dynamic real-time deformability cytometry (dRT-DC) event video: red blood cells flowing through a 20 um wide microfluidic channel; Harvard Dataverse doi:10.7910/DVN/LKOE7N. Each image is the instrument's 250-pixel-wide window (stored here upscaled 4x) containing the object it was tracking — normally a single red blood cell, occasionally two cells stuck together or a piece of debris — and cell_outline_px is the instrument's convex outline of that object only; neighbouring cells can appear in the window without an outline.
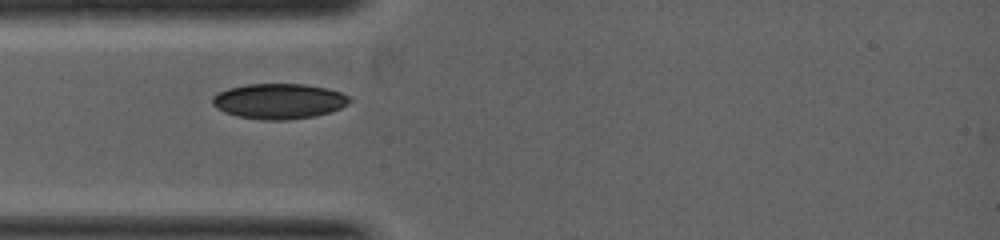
{"species": "common noctule bat (a hibernating species)", "species_latin": "Nyctalus noctula", "temperature_condition": "warm", "stored_images_in_passage": 3, "camera_frame_rate_fps": 5000, "um_per_image_px": 0.085, "animal": {"sex": "female", "body_mass_g": 19.0, "forearm_length_mm": 53.3}, "frame": {"image": 1, "passage_image": 2, "time_ms": 0.6, "image_size_px": [1000, 240], "cell_outline_px": [[352, 100], [348, 104], [340, 108], [328, 112], [312, 116], [288, 120], [264, 120], [236, 116], [224, 112], [216, 108], [212, 104], [212, 96], [228, 88], [248, 84], [304, 84], [328, 88], [340, 92], [348, 96]], "centroid_in_image_um": [23.69, 8.6], "position_along_channel_um": 61.3, "area_um2": 28.21}}
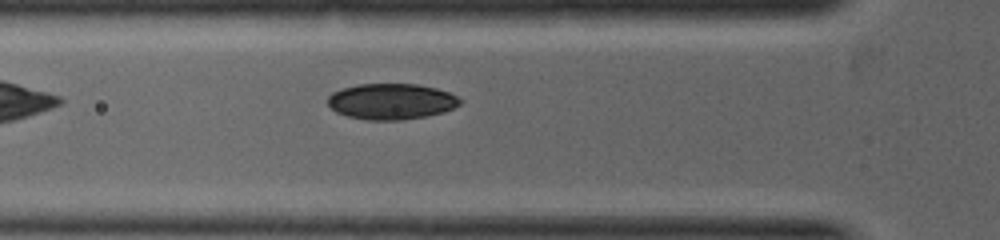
{"frame": {"image": 2, "passage_image": 3, "time_ms": 1.0, "image_size_px": [1000, 240], "cell_outline_px": [[464, 100], [460, 104], [444, 112], [424, 116], [400, 120], [368, 120], [348, 116], [336, 112], [328, 104], [328, 96], [332, 92], [340, 88], [360, 84], [416, 84], [436, 88], [448, 92]], "centroid_in_image_um": [33.25, 8.62], "position_along_channel_um": 92.5, "area_um2": 27.63}}